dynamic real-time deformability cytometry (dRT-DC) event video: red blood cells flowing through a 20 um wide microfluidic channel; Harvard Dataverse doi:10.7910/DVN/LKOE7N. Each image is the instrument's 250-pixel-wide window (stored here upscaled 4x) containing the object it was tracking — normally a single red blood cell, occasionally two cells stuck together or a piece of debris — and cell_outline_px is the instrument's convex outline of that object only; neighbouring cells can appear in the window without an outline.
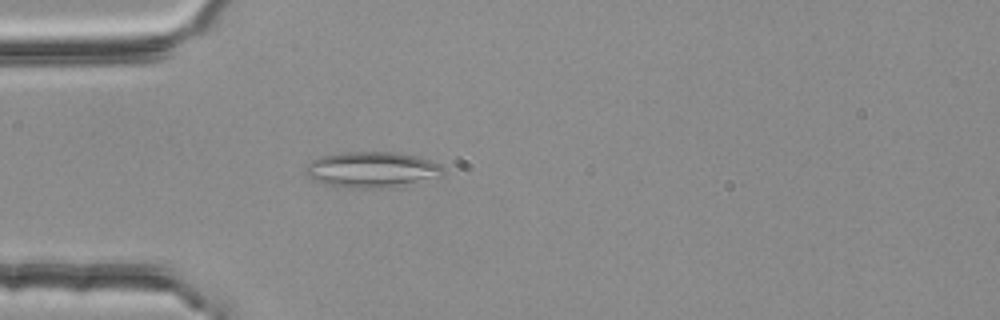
{"species": "common noctule bat (a hibernating species)", "species_latin": "Nyctalus noctula", "temperature_condition": "room temperature", "stored_images_in_passage": 3, "camera_frame_rate_fps": 3000, "um_per_image_px": 0.085, "animal": {"sex": "female", "body_mass_g": 25.1}, "frame": {"image": 1, "passage_image": 3, "time_ms": 0.667, "image_size_px": [1000, 320], "cell_outline_px": [[444, 172], [440, 176], [396, 188], [344, 188], [328, 184], [316, 180], [308, 176], [304, 172], [304, 164], [320, 156], [344, 152], [400, 152], [420, 156], [432, 160], [440, 164], [444, 168]], "centroid_in_image_um": [31.64, 14.42], "position_along_channel_um": 53.4, "area_um2": 29.3}}